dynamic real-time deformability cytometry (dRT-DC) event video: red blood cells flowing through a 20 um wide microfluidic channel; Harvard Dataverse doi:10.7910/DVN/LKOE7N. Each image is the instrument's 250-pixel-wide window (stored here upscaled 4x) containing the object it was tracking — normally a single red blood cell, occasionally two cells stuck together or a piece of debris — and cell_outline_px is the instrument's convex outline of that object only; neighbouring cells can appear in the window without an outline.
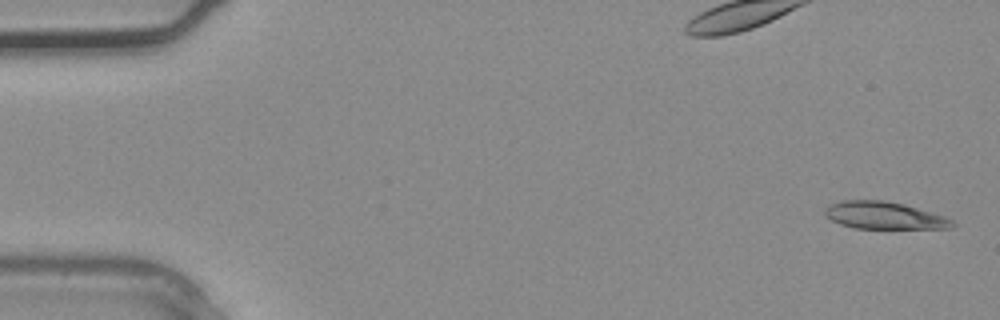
{"species": "common noctule bat (a hibernating species)", "species_latin": "Nyctalus noctula", "temperature_condition": "warm", "stored_images_in_passage": 3, "segment_of_instrument_passage": [2, 2], "camera_frame_rate_fps": 3000, "um_per_image_px": 0.085, "animal": {"sex": "male", "body_mass_g": 20.4}, "frame": {"image": 1, "passage_image": 3, "time_ms": 0.667, "image_size_px": [1000, 320], "cell_outline_px": [[956, 224], [952, 228], [856, 228], [840, 224], [832, 220], [824, 212], [824, 208], [840, 200], [884, 200], [904, 204], [932, 212], [944, 216], [952, 220]], "centroid_in_image_um": [75.17, 18.3], "position_along_channel_um": 9.8, "area_um2": 20.11}}